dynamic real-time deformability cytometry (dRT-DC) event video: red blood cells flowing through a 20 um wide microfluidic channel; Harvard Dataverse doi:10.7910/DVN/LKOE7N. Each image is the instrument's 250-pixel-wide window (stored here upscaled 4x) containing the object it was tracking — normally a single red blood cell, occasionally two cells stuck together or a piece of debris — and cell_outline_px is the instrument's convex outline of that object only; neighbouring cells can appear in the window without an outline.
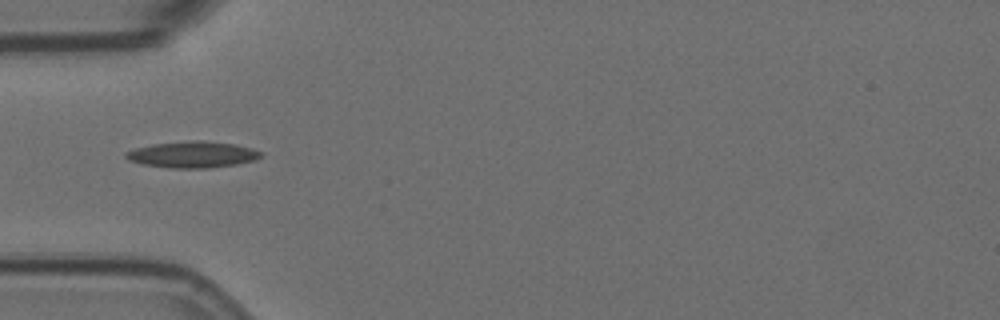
{"species": "Egyptian fruit bat (a non-hibernating species)", "species_latin": "Rousettus aegyptiacus", "temperature_condition": "room temperature", "stored_images_in_passage": 6, "camera_frame_rate_fps": 3000, "um_per_image_px": 0.085, "animal": {"sex": "female"}, "frame": {"image": 1, "passage_image": 6, "time_ms": 1.667, "image_size_px": [1000, 320], "cell_outline_px": [[260, 156], [256, 160], [236, 164], [208, 168], [168, 168], [140, 164], [128, 160], [124, 156], [124, 152], [136, 148], [152, 144], [188, 140], [204, 140], [236, 144], [252, 148], [260, 152]], "centroid_in_image_um": [16.32, 13.13], "position_along_channel_um": 68.7, "area_um2": 20.92}}